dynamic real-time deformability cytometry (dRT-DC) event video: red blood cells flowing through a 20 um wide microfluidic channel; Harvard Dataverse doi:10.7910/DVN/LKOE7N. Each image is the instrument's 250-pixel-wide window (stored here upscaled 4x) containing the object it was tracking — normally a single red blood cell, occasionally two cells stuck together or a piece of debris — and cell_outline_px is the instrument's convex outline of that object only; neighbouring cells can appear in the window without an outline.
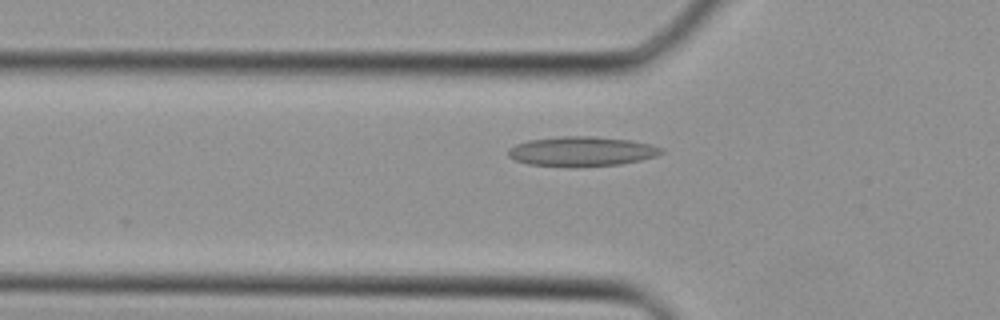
{"species": "Egyptian fruit bat (a non-hibernating species)", "species_latin": "Rousettus aegyptiacus", "temperature_condition": "cold", "stored_images_in_passage": 33, "camera_frame_rate_fps": 3000, "um_per_image_px": 0.085, "animal": {"sex": "female"}, "frame": {"image": 1, "passage_image": 7, "time_ms": 2.0, "image_size_px": [1000, 320], "cell_outline_px": [[664, 152], [656, 156], [640, 160], [620, 164], [576, 168], [568, 168], [528, 164], [516, 160], [508, 156], [508, 148], [516, 144], [528, 140], [560, 136], [592, 136], [632, 140], [664, 148]], "centroid_in_image_um": [49.43, 12.88], "position_along_channel_um": 76.4, "area_um2": 26.93}}
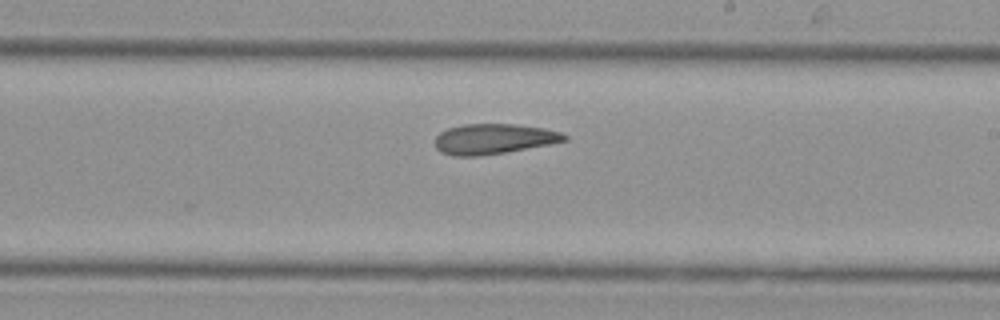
{"frame": {"image": 2, "passage_image": 17, "time_ms": 5.333, "image_size_px": [1000, 320], "cell_outline_px": [[568, 140], [552, 144], [480, 156], [452, 156], [440, 152], [436, 148], [436, 136], [440, 132], [448, 128], [464, 124], [512, 124], [544, 128], [560, 132], [568, 136]], "centroid_in_image_um": [41.96, 11.81], "position_along_channel_um": 247.0, "area_um2": 22.83}}
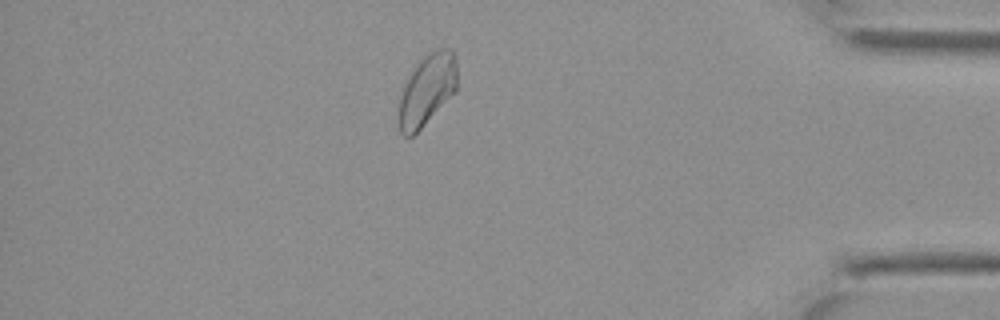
{"frame": {"image": 3, "passage_image": 28, "time_ms": 9.0, "image_size_px": [1000, 320], "cell_outline_px": [[456, 92], [412, 136], [404, 136], [400, 132], [400, 88], [420, 60], [428, 52], [436, 48], [448, 48], [456, 56]], "centroid_in_image_um": [36.3, 7.6], "position_along_channel_um": 398.9, "area_um2": 23.99}}